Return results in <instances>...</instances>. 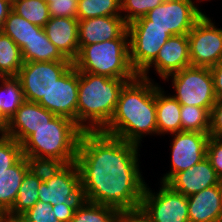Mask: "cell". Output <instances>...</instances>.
<instances>
[{"label":"cell","mask_w":222,"mask_h":222,"mask_svg":"<svg viewBox=\"0 0 222 222\" xmlns=\"http://www.w3.org/2000/svg\"><path fill=\"white\" fill-rule=\"evenodd\" d=\"M49 41L72 62L79 53V19L69 17H50L43 27Z\"/></svg>","instance_id":"19"},{"label":"cell","mask_w":222,"mask_h":222,"mask_svg":"<svg viewBox=\"0 0 222 222\" xmlns=\"http://www.w3.org/2000/svg\"><path fill=\"white\" fill-rule=\"evenodd\" d=\"M138 145L100 132H82L76 156L83 199L118 211L139 208L146 183Z\"/></svg>","instance_id":"1"},{"label":"cell","mask_w":222,"mask_h":222,"mask_svg":"<svg viewBox=\"0 0 222 222\" xmlns=\"http://www.w3.org/2000/svg\"><path fill=\"white\" fill-rule=\"evenodd\" d=\"M73 65L79 72L110 78L134 79L137 76L129 61V39L79 46Z\"/></svg>","instance_id":"5"},{"label":"cell","mask_w":222,"mask_h":222,"mask_svg":"<svg viewBox=\"0 0 222 222\" xmlns=\"http://www.w3.org/2000/svg\"><path fill=\"white\" fill-rule=\"evenodd\" d=\"M118 214L113 207L83 199L75 208L71 222H117Z\"/></svg>","instance_id":"27"},{"label":"cell","mask_w":222,"mask_h":222,"mask_svg":"<svg viewBox=\"0 0 222 222\" xmlns=\"http://www.w3.org/2000/svg\"><path fill=\"white\" fill-rule=\"evenodd\" d=\"M187 199L189 222H219L222 213V182L192 194Z\"/></svg>","instance_id":"20"},{"label":"cell","mask_w":222,"mask_h":222,"mask_svg":"<svg viewBox=\"0 0 222 222\" xmlns=\"http://www.w3.org/2000/svg\"><path fill=\"white\" fill-rule=\"evenodd\" d=\"M204 15L192 0H165L127 27H159L171 37L188 35L194 24Z\"/></svg>","instance_id":"6"},{"label":"cell","mask_w":222,"mask_h":222,"mask_svg":"<svg viewBox=\"0 0 222 222\" xmlns=\"http://www.w3.org/2000/svg\"><path fill=\"white\" fill-rule=\"evenodd\" d=\"M78 86L79 71L72 65L38 104L57 116L73 120L77 125Z\"/></svg>","instance_id":"14"},{"label":"cell","mask_w":222,"mask_h":222,"mask_svg":"<svg viewBox=\"0 0 222 222\" xmlns=\"http://www.w3.org/2000/svg\"><path fill=\"white\" fill-rule=\"evenodd\" d=\"M8 121L2 116L0 111V134L5 135Z\"/></svg>","instance_id":"44"},{"label":"cell","mask_w":222,"mask_h":222,"mask_svg":"<svg viewBox=\"0 0 222 222\" xmlns=\"http://www.w3.org/2000/svg\"><path fill=\"white\" fill-rule=\"evenodd\" d=\"M113 39H129L127 23L122 14L79 20V46L102 43Z\"/></svg>","instance_id":"15"},{"label":"cell","mask_w":222,"mask_h":222,"mask_svg":"<svg viewBox=\"0 0 222 222\" xmlns=\"http://www.w3.org/2000/svg\"><path fill=\"white\" fill-rule=\"evenodd\" d=\"M23 63L21 49L0 31V77H16Z\"/></svg>","instance_id":"26"},{"label":"cell","mask_w":222,"mask_h":222,"mask_svg":"<svg viewBox=\"0 0 222 222\" xmlns=\"http://www.w3.org/2000/svg\"><path fill=\"white\" fill-rule=\"evenodd\" d=\"M0 80V111L9 121L25 101V97L20 81L16 77H0Z\"/></svg>","instance_id":"25"},{"label":"cell","mask_w":222,"mask_h":222,"mask_svg":"<svg viewBox=\"0 0 222 222\" xmlns=\"http://www.w3.org/2000/svg\"><path fill=\"white\" fill-rule=\"evenodd\" d=\"M117 222H154L141 208L119 211Z\"/></svg>","instance_id":"39"},{"label":"cell","mask_w":222,"mask_h":222,"mask_svg":"<svg viewBox=\"0 0 222 222\" xmlns=\"http://www.w3.org/2000/svg\"><path fill=\"white\" fill-rule=\"evenodd\" d=\"M38 201L50 205L80 203L83 200L81 177L76 162L67 164L54 177L41 182Z\"/></svg>","instance_id":"13"},{"label":"cell","mask_w":222,"mask_h":222,"mask_svg":"<svg viewBox=\"0 0 222 222\" xmlns=\"http://www.w3.org/2000/svg\"><path fill=\"white\" fill-rule=\"evenodd\" d=\"M21 216L27 222H60L54 215L53 206L40 201Z\"/></svg>","instance_id":"35"},{"label":"cell","mask_w":222,"mask_h":222,"mask_svg":"<svg viewBox=\"0 0 222 222\" xmlns=\"http://www.w3.org/2000/svg\"><path fill=\"white\" fill-rule=\"evenodd\" d=\"M43 27L30 23L13 10L10 11L2 28V32L9 36L22 50L29 41L37 35Z\"/></svg>","instance_id":"24"},{"label":"cell","mask_w":222,"mask_h":222,"mask_svg":"<svg viewBox=\"0 0 222 222\" xmlns=\"http://www.w3.org/2000/svg\"><path fill=\"white\" fill-rule=\"evenodd\" d=\"M191 66L212 68L222 58V29L203 15L187 35Z\"/></svg>","instance_id":"9"},{"label":"cell","mask_w":222,"mask_h":222,"mask_svg":"<svg viewBox=\"0 0 222 222\" xmlns=\"http://www.w3.org/2000/svg\"><path fill=\"white\" fill-rule=\"evenodd\" d=\"M28 172L36 176L42 182L54 177L67 164L57 158L26 156Z\"/></svg>","instance_id":"32"},{"label":"cell","mask_w":222,"mask_h":222,"mask_svg":"<svg viewBox=\"0 0 222 222\" xmlns=\"http://www.w3.org/2000/svg\"><path fill=\"white\" fill-rule=\"evenodd\" d=\"M131 80L79 72L77 126L83 132L102 131L114 115L122 88Z\"/></svg>","instance_id":"3"},{"label":"cell","mask_w":222,"mask_h":222,"mask_svg":"<svg viewBox=\"0 0 222 222\" xmlns=\"http://www.w3.org/2000/svg\"><path fill=\"white\" fill-rule=\"evenodd\" d=\"M156 85L157 134L181 132V105Z\"/></svg>","instance_id":"22"},{"label":"cell","mask_w":222,"mask_h":222,"mask_svg":"<svg viewBox=\"0 0 222 222\" xmlns=\"http://www.w3.org/2000/svg\"><path fill=\"white\" fill-rule=\"evenodd\" d=\"M55 116L36 102L24 101L9 119L5 135L22 144L36 129L49 123Z\"/></svg>","instance_id":"17"},{"label":"cell","mask_w":222,"mask_h":222,"mask_svg":"<svg viewBox=\"0 0 222 222\" xmlns=\"http://www.w3.org/2000/svg\"><path fill=\"white\" fill-rule=\"evenodd\" d=\"M36 176L27 172L23 181L21 182L17 198L12 209L7 213L12 216H21L28 209L32 208L38 201V190L41 184Z\"/></svg>","instance_id":"28"},{"label":"cell","mask_w":222,"mask_h":222,"mask_svg":"<svg viewBox=\"0 0 222 222\" xmlns=\"http://www.w3.org/2000/svg\"><path fill=\"white\" fill-rule=\"evenodd\" d=\"M50 17L77 18L78 0H50Z\"/></svg>","instance_id":"36"},{"label":"cell","mask_w":222,"mask_h":222,"mask_svg":"<svg viewBox=\"0 0 222 222\" xmlns=\"http://www.w3.org/2000/svg\"><path fill=\"white\" fill-rule=\"evenodd\" d=\"M170 76L176 91L173 97L180 105L198 106L211 112L217 97L210 68L189 66Z\"/></svg>","instance_id":"7"},{"label":"cell","mask_w":222,"mask_h":222,"mask_svg":"<svg viewBox=\"0 0 222 222\" xmlns=\"http://www.w3.org/2000/svg\"><path fill=\"white\" fill-rule=\"evenodd\" d=\"M210 111L198 106L181 105V132L209 133Z\"/></svg>","instance_id":"31"},{"label":"cell","mask_w":222,"mask_h":222,"mask_svg":"<svg viewBox=\"0 0 222 222\" xmlns=\"http://www.w3.org/2000/svg\"><path fill=\"white\" fill-rule=\"evenodd\" d=\"M206 158L222 180V138L210 137L207 143Z\"/></svg>","instance_id":"37"},{"label":"cell","mask_w":222,"mask_h":222,"mask_svg":"<svg viewBox=\"0 0 222 222\" xmlns=\"http://www.w3.org/2000/svg\"><path fill=\"white\" fill-rule=\"evenodd\" d=\"M73 65L72 61L24 62L16 78L25 101L38 103L52 85Z\"/></svg>","instance_id":"8"},{"label":"cell","mask_w":222,"mask_h":222,"mask_svg":"<svg viewBox=\"0 0 222 222\" xmlns=\"http://www.w3.org/2000/svg\"><path fill=\"white\" fill-rule=\"evenodd\" d=\"M172 139V168L166 173L161 183H167L176 173L187 170L206 158L208 133L182 131L174 133Z\"/></svg>","instance_id":"12"},{"label":"cell","mask_w":222,"mask_h":222,"mask_svg":"<svg viewBox=\"0 0 222 222\" xmlns=\"http://www.w3.org/2000/svg\"><path fill=\"white\" fill-rule=\"evenodd\" d=\"M121 0H78L77 18L84 20L121 14Z\"/></svg>","instance_id":"30"},{"label":"cell","mask_w":222,"mask_h":222,"mask_svg":"<svg viewBox=\"0 0 222 222\" xmlns=\"http://www.w3.org/2000/svg\"><path fill=\"white\" fill-rule=\"evenodd\" d=\"M161 185L155 194L146 184L140 207L154 222H189L187 197Z\"/></svg>","instance_id":"10"},{"label":"cell","mask_w":222,"mask_h":222,"mask_svg":"<svg viewBox=\"0 0 222 222\" xmlns=\"http://www.w3.org/2000/svg\"><path fill=\"white\" fill-rule=\"evenodd\" d=\"M27 172L26 156L23 155L13 166L0 174V215L12 209Z\"/></svg>","instance_id":"21"},{"label":"cell","mask_w":222,"mask_h":222,"mask_svg":"<svg viewBox=\"0 0 222 222\" xmlns=\"http://www.w3.org/2000/svg\"><path fill=\"white\" fill-rule=\"evenodd\" d=\"M12 10V0H0V31L3 28L5 19Z\"/></svg>","instance_id":"42"},{"label":"cell","mask_w":222,"mask_h":222,"mask_svg":"<svg viewBox=\"0 0 222 222\" xmlns=\"http://www.w3.org/2000/svg\"><path fill=\"white\" fill-rule=\"evenodd\" d=\"M129 34V61L140 75L157 57L159 50L170 38L159 27H127Z\"/></svg>","instance_id":"11"},{"label":"cell","mask_w":222,"mask_h":222,"mask_svg":"<svg viewBox=\"0 0 222 222\" xmlns=\"http://www.w3.org/2000/svg\"><path fill=\"white\" fill-rule=\"evenodd\" d=\"M210 70L214 80V91L217 100H222V58Z\"/></svg>","instance_id":"41"},{"label":"cell","mask_w":222,"mask_h":222,"mask_svg":"<svg viewBox=\"0 0 222 222\" xmlns=\"http://www.w3.org/2000/svg\"><path fill=\"white\" fill-rule=\"evenodd\" d=\"M221 182V178L205 158L189 169L176 173L166 184L172 190L188 197Z\"/></svg>","instance_id":"18"},{"label":"cell","mask_w":222,"mask_h":222,"mask_svg":"<svg viewBox=\"0 0 222 222\" xmlns=\"http://www.w3.org/2000/svg\"><path fill=\"white\" fill-rule=\"evenodd\" d=\"M82 132L73 120L56 115L21 144L23 155L57 158L66 164L73 163Z\"/></svg>","instance_id":"4"},{"label":"cell","mask_w":222,"mask_h":222,"mask_svg":"<svg viewBox=\"0 0 222 222\" xmlns=\"http://www.w3.org/2000/svg\"><path fill=\"white\" fill-rule=\"evenodd\" d=\"M0 222H27L22 216H12L7 213L0 215Z\"/></svg>","instance_id":"43"},{"label":"cell","mask_w":222,"mask_h":222,"mask_svg":"<svg viewBox=\"0 0 222 222\" xmlns=\"http://www.w3.org/2000/svg\"><path fill=\"white\" fill-rule=\"evenodd\" d=\"M165 0H121V11L127 13L122 15L124 21L130 22L145 16L149 11L162 4Z\"/></svg>","instance_id":"34"},{"label":"cell","mask_w":222,"mask_h":222,"mask_svg":"<svg viewBox=\"0 0 222 222\" xmlns=\"http://www.w3.org/2000/svg\"><path fill=\"white\" fill-rule=\"evenodd\" d=\"M23 156L22 145L12 137L0 135V174Z\"/></svg>","instance_id":"33"},{"label":"cell","mask_w":222,"mask_h":222,"mask_svg":"<svg viewBox=\"0 0 222 222\" xmlns=\"http://www.w3.org/2000/svg\"><path fill=\"white\" fill-rule=\"evenodd\" d=\"M101 132L138 146L144 134H157L156 84L140 75L128 81L114 115Z\"/></svg>","instance_id":"2"},{"label":"cell","mask_w":222,"mask_h":222,"mask_svg":"<svg viewBox=\"0 0 222 222\" xmlns=\"http://www.w3.org/2000/svg\"><path fill=\"white\" fill-rule=\"evenodd\" d=\"M23 62L71 61L47 38L44 28L22 50Z\"/></svg>","instance_id":"23"},{"label":"cell","mask_w":222,"mask_h":222,"mask_svg":"<svg viewBox=\"0 0 222 222\" xmlns=\"http://www.w3.org/2000/svg\"><path fill=\"white\" fill-rule=\"evenodd\" d=\"M12 10L41 27L50 20L48 4L44 0H12Z\"/></svg>","instance_id":"29"},{"label":"cell","mask_w":222,"mask_h":222,"mask_svg":"<svg viewBox=\"0 0 222 222\" xmlns=\"http://www.w3.org/2000/svg\"><path fill=\"white\" fill-rule=\"evenodd\" d=\"M219 222H222V213H221V217H220V220H219Z\"/></svg>","instance_id":"46"},{"label":"cell","mask_w":222,"mask_h":222,"mask_svg":"<svg viewBox=\"0 0 222 222\" xmlns=\"http://www.w3.org/2000/svg\"><path fill=\"white\" fill-rule=\"evenodd\" d=\"M210 137L222 138V100H217L210 112Z\"/></svg>","instance_id":"38"},{"label":"cell","mask_w":222,"mask_h":222,"mask_svg":"<svg viewBox=\"0 0 222 222\" xmlns=\"http://www.w3.org/2000/svg\"><path fill=\"white\" fill-rule=\"evenodd\" d=\"M79 203H62V204H56L53 205V211L55 217L60 222H71V219L73 217L75 208L77 207Z\"/></svg>","instance_id":"40"},{"label":"cell","mask_w":222,"mask_h":222,"mask_svg":"<svg viewBox=\"0 0 222 222\" xmlns=\"http://www.w3.org/2000/svg\"><path fill=\"white\" fill-rule=\"evenodd\" d=\"M153 65L154 68H156V72L164 80H168L169 75L191 66L187 35L171 36L159 50L156 59L140 74V76L150 79L147 74L150 67Z\"/></svg>","instance_id":"16"},{"label":"cell","mask_w":222,"mask_h":222,"mask_svg":"<svg viewBox=\"0 0 222 222\" xmlns=\"http://www.w3.org/2000/svg\"><path fill=\"white\" fill-rule=\"evenodd\" d=\"M47 4L50 3V0H44Z\"/></svg>","instance_id":"45"}]
</instances>
